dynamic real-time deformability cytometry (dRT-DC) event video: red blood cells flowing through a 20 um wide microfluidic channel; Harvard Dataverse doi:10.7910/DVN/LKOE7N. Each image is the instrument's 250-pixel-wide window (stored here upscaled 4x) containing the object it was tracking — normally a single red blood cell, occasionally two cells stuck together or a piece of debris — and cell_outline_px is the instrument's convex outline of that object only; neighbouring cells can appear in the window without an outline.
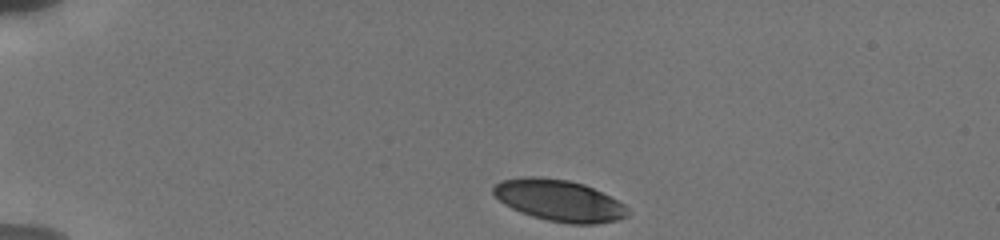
{"species": "human", "species_latin": "Homo sapiens", "temperature_condition": "cold", "stored_images_in_passage": 8, "camera_frame_rate_fps": 3000, "um_per_image_px": 0.085, "donor": {"sex": "male"}, "frame": {"image": 1, "passage_image": 1, "time_ms": 0.0, "image_size_px": [1000, 240], "cell_outline_px": [[628, 216], [616, 220], [596, 224], [568, 224], [548, 220], [532, 216], [520, 212], [504, 204], [492, 192], [492, 188], [500, 180], [524, 176], [536, 176], [568, 180], [584, 184], [624, 204], [628, 208]], "centroid_in_image_um": [47.5, 17.04], "position_along_channel_um": 37.5, "area_um2": 32.37}}